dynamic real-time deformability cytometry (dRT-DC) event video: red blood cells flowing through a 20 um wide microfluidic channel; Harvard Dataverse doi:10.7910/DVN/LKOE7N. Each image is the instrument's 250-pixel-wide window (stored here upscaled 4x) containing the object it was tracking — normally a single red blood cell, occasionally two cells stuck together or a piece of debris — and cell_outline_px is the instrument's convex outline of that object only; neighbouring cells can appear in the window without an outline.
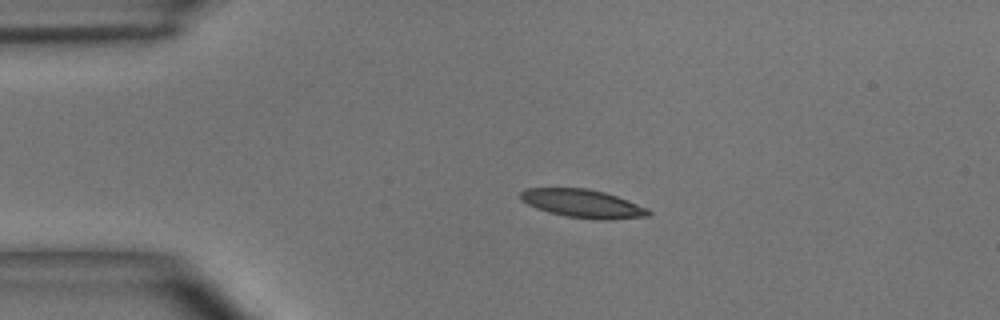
{"species": "common noctule bat (a hibernating species)", "species_latin": "Nyctalus noctula", "temperature_condition": "room temperature", "stored_images_in_passage": 40, "camera_frame_rate_fps": 3000, "um_per_image_px": 0.085, "animal": {"sex": "male", "body_mass_g": 15.6}, "frame": {"image": 1, "passage_image": 1, "time_ms": 0.0, "image_size_px": [1000, 320], "cell_outline_px": [[652, 212], [648, 216], [608, 220], [596, 220], [564, 216], [548, 212], [536, 208], [520, 200], [520, 192], [524, 188], [588, 188], [604, 192], [628, 200], [648, 208]], "centroid_in_image_um": [49.52, 17.31], "position_along_channel_um": 35.5, "area_um2": 21.27}}
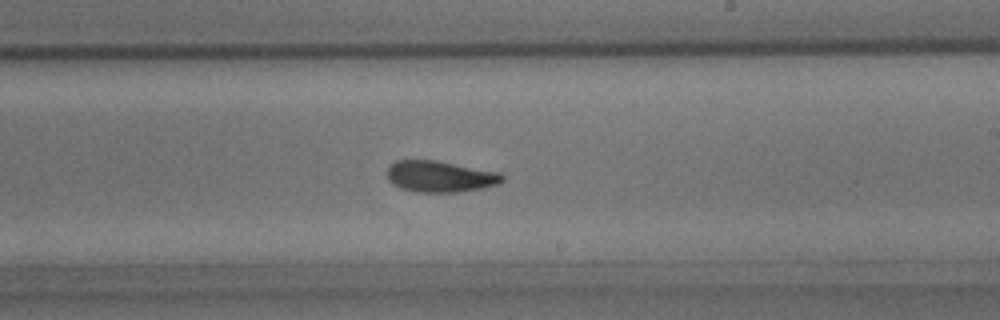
{"frame": {"image": 2, "passage_image": 20, "time_ms": 6.333, "image_size_px": [1000, 320], "cell_outline_px": [[504, 180], [496, 184], [480, 188], [456, 192], [416, 192], [400, 188], [392, 184], [388, 180], [388, 164], [396, 160], [436, 160], [500, 172], [504, 176]], "centroid_in_image_um": [37.37, 14.99], "position_along_channel_um": 251.6, "area_um2": 21.04}}
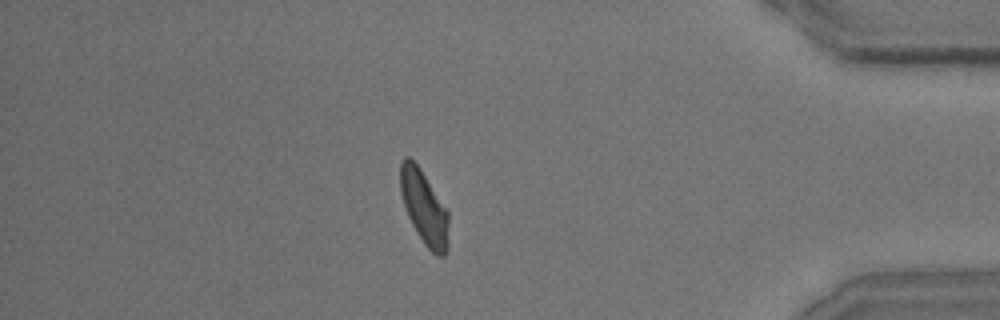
{"frame": {"image": 3, "passage_image": 34, "time_ms": 11.0, "image_size_px": [1000, 320], "cell_outline_px": [[448, 252], [444, 256], [436, 256], [424, 244], [416, 232], [408, 216], [400, 192], [400, 164], [404, 156], [408, 156], [420, 168], [448, 212]], "centroid_in_image_um": [36.05, 17.67], "position_along_channel_um": 399.2, "area_um2": 20.69}}